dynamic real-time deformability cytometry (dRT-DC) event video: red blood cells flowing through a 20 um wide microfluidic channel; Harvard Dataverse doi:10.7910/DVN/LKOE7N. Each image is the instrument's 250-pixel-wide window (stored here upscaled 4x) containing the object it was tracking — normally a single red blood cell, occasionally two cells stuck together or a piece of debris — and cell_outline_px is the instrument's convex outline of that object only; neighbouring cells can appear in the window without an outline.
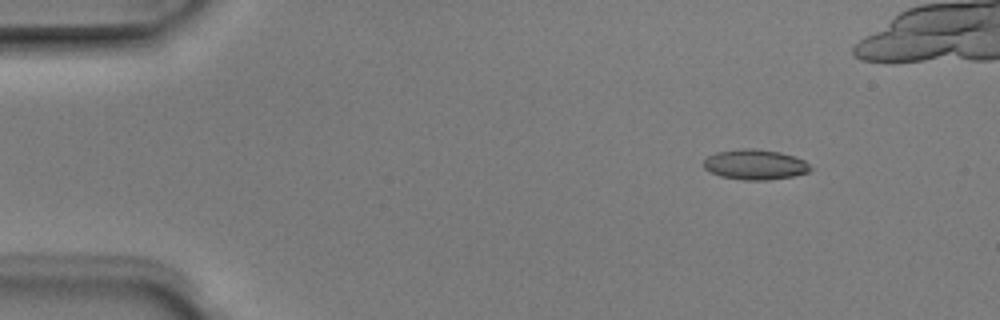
{"species": "Egyptian fruit bat (a non-hibernating species)", "species_latin": "Rousettus aegyptiacus", "temperature_condition": "room temperature", "stored_images_in_passage": 7, "camera_frame_rate_fps": 3000, "um_per_image_px": 0.085, "animal": {"sex": "male"}, "frame": {"image": 1, "passage_image": 1, "time_ms": 0.0, "image_size_px": [1000, 320], "cell_outline_px": [[816, 168], [808, 172], [792, 176], [768, 180], [744, 180], [720, 176], [704, 168], [704, 160], [708, 156], [716, 152], [740, 148], [756, 148], [780, 152], [796, 156], [804, 160]], "centroid_in_image_um": [64.23, 13.97], "position_along_channel_um": 20.8, "area_um2": 19.02}}
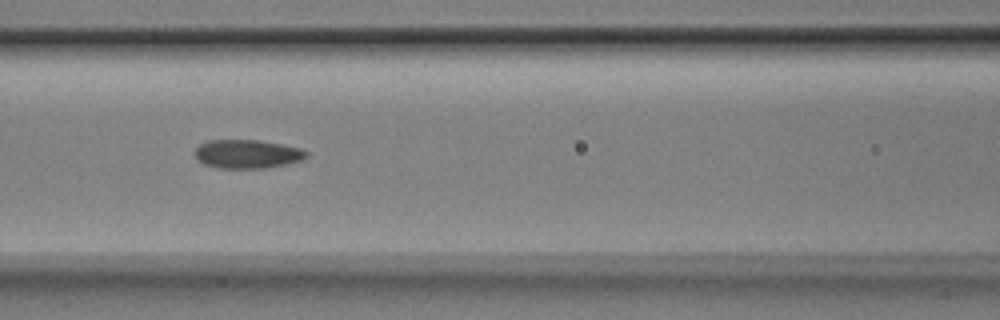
{"frame": {"image": 2, "passage_image": 5, "time_ms": 1.333, "image_size_px": [1000, 320], "cell_outline_px": [[308, 156], [300, 160], [284, 164], [264, 168], [216, 168], [204, 164], [196, 160], [196, 148], [200, 144], [208, 140], [256, 140], [280, 144], [300, 148], [308, 152]], "centroid_in_image_um": [20.98, 13.09], "position_along_channel_um": 145.6, "area_um2": 18.5}}
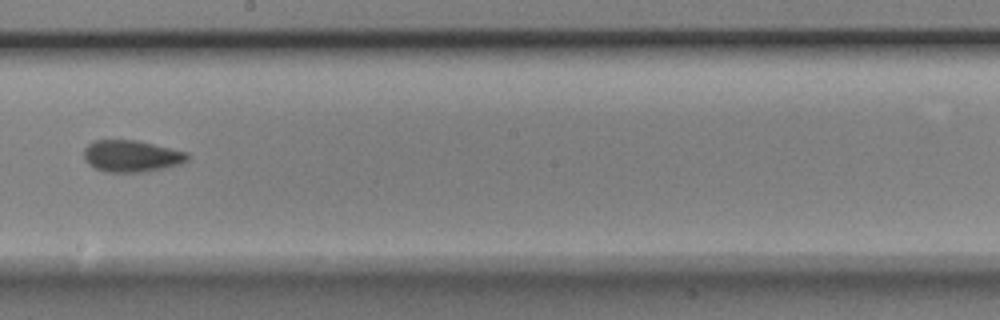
{"frame": {"image": 3, "passage_image": 7, "time_ms": 2.0, "image_size_px": [1000, 320], "cell_outline_px": [[188, 160], [180, 164], [164, 168], [144, 172], [104, 172], [88, 164], [84, 160], [84, 148], [88, 144], [96, 140], [136, 140], [188, 152]], "centroid_in_image_um": [11.16, 13.27], "position_along_channel_um": 237.0, "area_um2": 19.19}}